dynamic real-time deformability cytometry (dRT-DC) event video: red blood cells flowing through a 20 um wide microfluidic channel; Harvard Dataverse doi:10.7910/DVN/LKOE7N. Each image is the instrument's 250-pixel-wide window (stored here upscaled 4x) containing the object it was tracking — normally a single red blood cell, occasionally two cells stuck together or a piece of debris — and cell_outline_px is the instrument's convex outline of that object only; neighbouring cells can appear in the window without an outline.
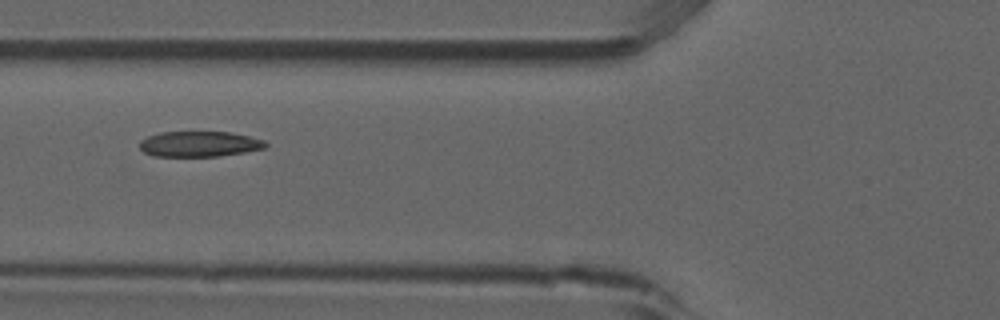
{"species": "common noctule bat (a hibernating species)", "species_latin": "Nyctalus noctula", "temperature_condition": "room temperature", "stored_images_in_passage": 3, "camera_frame_rate_fps": 3000, "um_per_image_px": 0.085, "animal": {"sex": "male", "forearm_length_mm": 52.5}, "frame": {"image": 1, "passage_image": 3, "time_ms": 0.667, "image_size_px": [1000, 320], "cell_outline_px": [[268, 144], [264, 148], [244, 152], [220, 156], [152, 156], [144, 152], [140, 148], [140, 140], [148, 136], [160, 132], [228, 132], [248, 136], [264, 140]], "centroid_in_image_um": [16.92, 12.24], "position_along_channel_um": 108.9, "area_um2": 18.61}}